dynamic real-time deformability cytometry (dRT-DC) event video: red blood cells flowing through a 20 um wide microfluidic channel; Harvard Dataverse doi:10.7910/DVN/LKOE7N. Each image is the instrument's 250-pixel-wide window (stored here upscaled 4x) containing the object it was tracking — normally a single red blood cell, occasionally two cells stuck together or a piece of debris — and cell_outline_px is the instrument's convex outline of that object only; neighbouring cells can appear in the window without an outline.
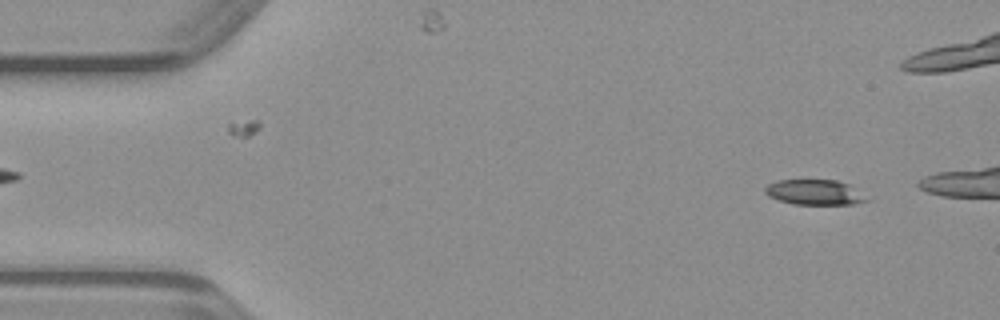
{"species": "common noctule bat (a hibernating species)", "species_latin": "Nyctalus noctula", "temperature_condition": "warm", "stored_images_in_passage": 44, "camera_frame_rate_fps": 3000, "um_per_image_px": 0.085, "animal": {"sex": "male", "body_mass_g": 23.1, "forearm_length_mm": 52.7}, "frame": {"image": 1, "passage_image": 4, "time_ms": 1.0, "image_size_px": [1000, 320], "cell_outline_px": [[872, 200], [852, 204], [792, 204], [768, 196], [764, 192], [764, 188], [768, 184], [776, 180], [836, 180], [848, 184]], "centroid_in_image_um": [69.23, 16.34], "position_along_channel_um": 15.8, "area_um2": 14.91}}
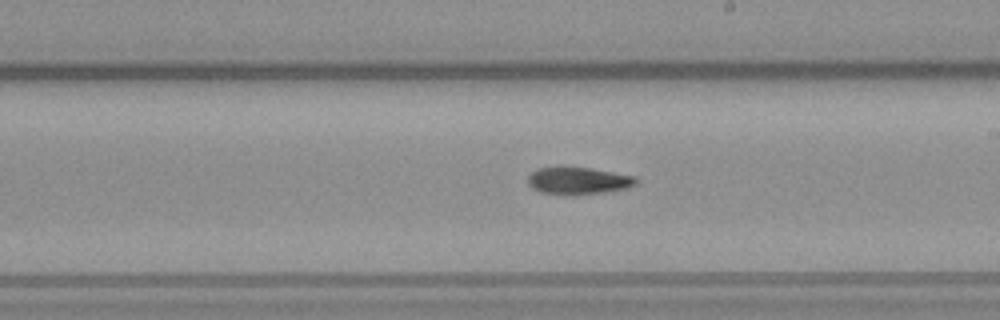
{"frame": {"image": 2, "passage_image": 27, "time_ms": 8.667, "image_size_px": [1000, 320], "cell_outline_px": [[640, 180], [636, 184], [628, 188], [604, 192], [572, 196], [564, 196], [540, 192], [532, 188], [528, 184], [528, 176], [532, 172], [540, 168], [588, 168], [636, 176]], "centroid_in_image_um": [49.17, 15.4], "position_along_channel_um": 239.8, "area_um2": 17.22}}
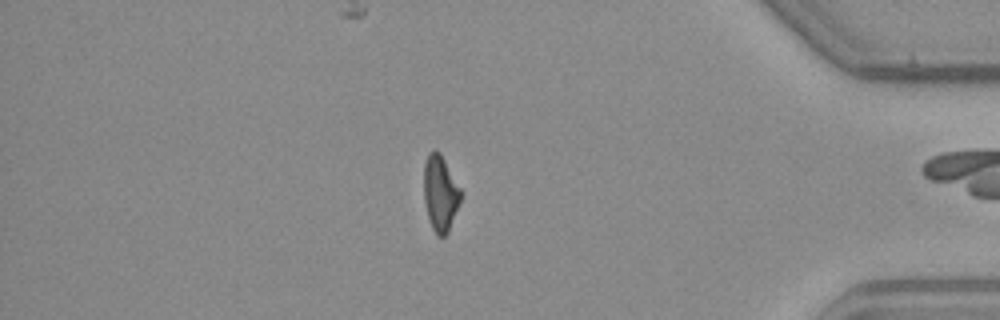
{"frame": {"image": 3, "passage_image": 41, "time_ms": 13.333, "image_size_px": [1000, 320], "cell_outline_px": [[464, 192], [448, 232], [444, 236], [436, 236], [428, 220], [424, 200], [424, 164], [428, 152], [432, 148], [436, 148], [440, 152]], "centroid_in_image_um": [37.43, 16.39], "position_along_channel_um": 397.8, "area_um2": 16.82}}